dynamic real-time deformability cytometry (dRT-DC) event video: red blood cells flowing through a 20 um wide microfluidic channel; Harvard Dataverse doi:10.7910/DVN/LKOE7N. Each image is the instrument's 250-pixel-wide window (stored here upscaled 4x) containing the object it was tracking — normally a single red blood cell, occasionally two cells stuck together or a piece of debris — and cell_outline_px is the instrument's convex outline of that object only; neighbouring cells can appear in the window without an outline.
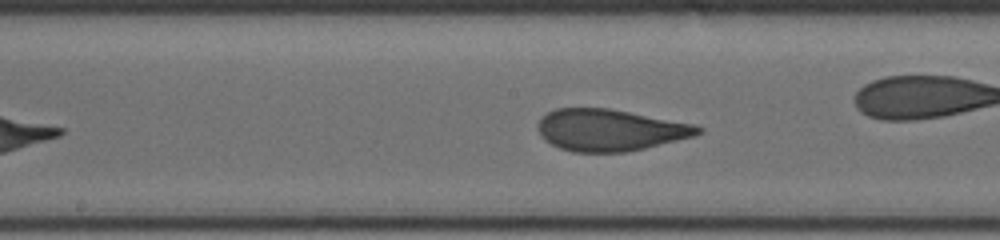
{"species": "human", "species_latin": "Homo sapiens", "temperature_condition": "cold", "stored_images_in_passage": 28, "camera_frame_rate_fps": 3000, "um_per_image_px": 0.085, "donor": {"sex": "male"}, "frame": {"image": 1, "passage_image": 16, "time_ms": 6.667, "image_size_px": [1000, 240], "cell_outline_px": [[704, 132], [696, 136], [644, 148], [624, 152], [572, 152], [560, 148], [544, 140], [540, 136], [536, 124], [540, 116], [556, 108], [608, 108], [696, 124], [704, 128]], "centroid_in_image_um": [51.84, 11.05], "position_along_channel_um": 196.4, "area_um2": 39.25}, "authors_computed_cell_mechanics": {"area_um2": 39.6508, "velocity_mm_per_s": 3.7103, "shape_relaxation_time_tau1_ms": 7.8015, "shape_relaxation_time_tau2_ms": null, "deformation_change_tau1": 0.2235, "deformation_change_tau2": null}}